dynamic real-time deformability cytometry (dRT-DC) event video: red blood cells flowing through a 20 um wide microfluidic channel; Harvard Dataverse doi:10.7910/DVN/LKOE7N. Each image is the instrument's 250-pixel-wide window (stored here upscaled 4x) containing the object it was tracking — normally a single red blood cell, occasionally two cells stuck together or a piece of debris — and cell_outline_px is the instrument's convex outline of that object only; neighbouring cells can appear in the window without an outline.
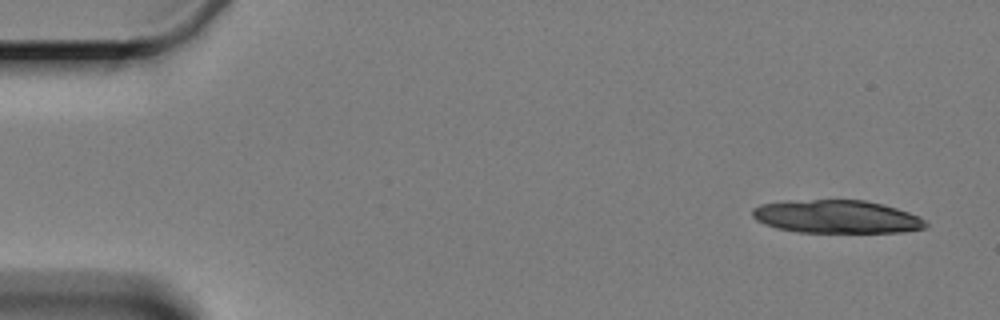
{"species": "Egyptian fruit bat (a non-hibernating species)", "species_latin": "Rousettus aegyptiacus", "temperature_condition": "cold", "stored_images_in_passage": 2, "camera_frame_rate_fps": 3000, "um_per_image_px": 0.085, "animal": {"sex": "female"}, "frame": {"image": 1, "passage_image": 1, "time_ms": 0.0, "image_size_px": [1000, 320], "cell_outline_px": [[928, 228], [904, 232], [796, 232], [776, 228], [764, 224], [756, 220], [752, 216], [752, 208], [760, 204], [788, 200], [864, 200], [884, 204], [920, 216], [928, 224]], "centroid_in_image_um": [71.11, 18.42], "position_along_channel_um": 13.9, "area_um2": 33.76}}